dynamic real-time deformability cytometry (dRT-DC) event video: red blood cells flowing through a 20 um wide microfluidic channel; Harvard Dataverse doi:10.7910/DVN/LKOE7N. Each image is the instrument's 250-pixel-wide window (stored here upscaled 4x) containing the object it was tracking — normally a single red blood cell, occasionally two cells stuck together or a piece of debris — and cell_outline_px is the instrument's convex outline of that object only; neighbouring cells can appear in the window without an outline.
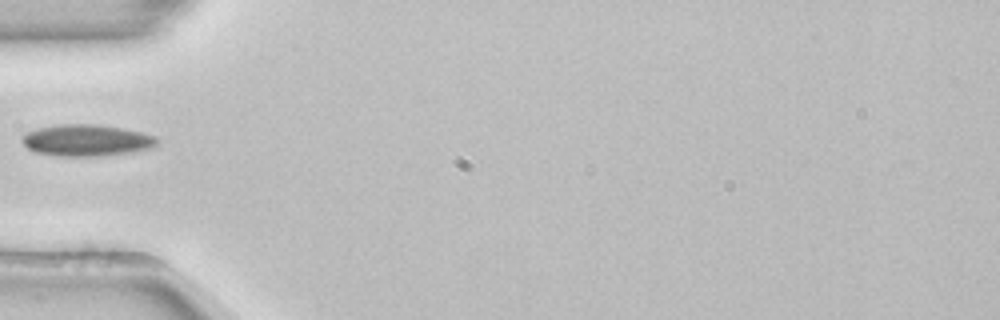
{"species": "common noctule bat (a hibernating species)", "species_latin": "Nyctalus noctula", "temperature_condition": "room temperature", "stored_images_in_passage": 9, "camera_frame_rate_fps": 3000, "um_per_image_px": 0.085, "animal": {"sex": "female", "body_mass_g": 22.7, "forearm_length_mm": 54.2}, "frame": {"image": 1, "passage_image": 1, "time_ms": 0.0, "image_size_px": [1000, 320], "cell_outline_px": [[160, 140], [152, 148], [128, 152], [96, 156], [60, 156], [36, 152], [28, 148], [20, 140], [20, 136], [24, 132], [56, 124], [100, 124], [124, 128], [156, 136]], "centroid_in_image_um": [7.33, 11.91], "position_along_channel_um": 77.7, "area_um2": 24.97}}